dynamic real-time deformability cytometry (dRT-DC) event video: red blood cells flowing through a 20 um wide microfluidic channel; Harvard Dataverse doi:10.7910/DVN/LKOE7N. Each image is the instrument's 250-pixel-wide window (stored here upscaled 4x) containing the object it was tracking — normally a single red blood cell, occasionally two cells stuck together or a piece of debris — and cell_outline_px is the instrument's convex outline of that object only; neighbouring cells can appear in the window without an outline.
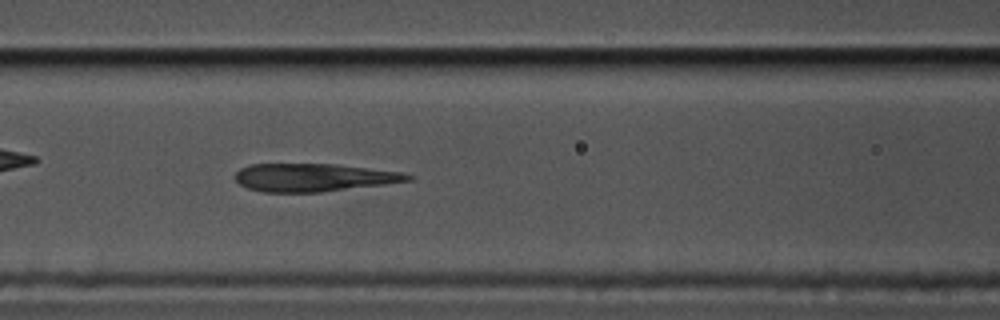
{"species": "common noctule bat (a hibernating species)", "species_latin": "Nyctalus noctula", "temperature_condition": "cold", "stored_images_in_passage": 56, "camera_frame_rate_fps": 3000, "um_per_image_px": 0.085, "animal": {"sex": "male", "body_mass_g": 17.5, "forearm_length_mm": 52.3}, "frame": {"image": 1, "passage_image": 24, "time_ms": 7.667, "image_size_px": [1000, 320], "cell_outline_px": [[416, 176], [412, 180], [384, 184], [320, 192], [264, 192], [248, 188], [240, 184], [236, 180], [236, 172], [240, 168], [248, 164], [336, 164], [400, 172]], "centroid_in_image_um": [26.65, 15.08], "position_along_channel_um": 139.9, "area_um2": 27.98}}
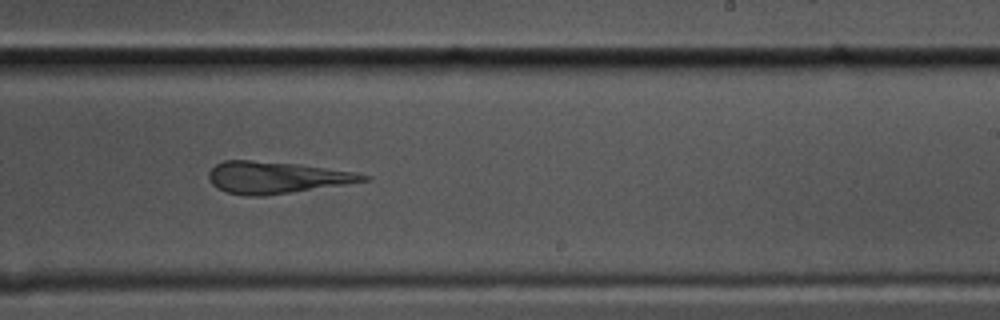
{"frame": {"image": 2, "passage_image": 35, "time_ms": 11.333, "image_size_px": [1000, 320], "cell_outline_px": [[372, 180], [264, 196], [244, 196], [228, 192], [216, 188], [208, 180], [208, 172], [216, 164], [224, 160], [248, 160], [296, 164], [356, 172], [372, 176]], "centroid_in_image_um": [23.48, 15.09], "position_along_channel_um": 265.5, "area_um2": 28.61}}
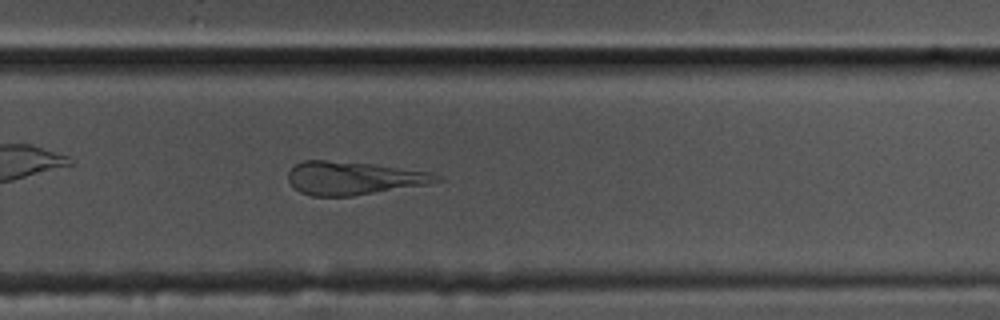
{"frame": {"image": 3, "passage_image": 38, "time_ms": 12.333, "image_size_px": [1000, 320], "cell_outline_px": [[444, 180], [428, 184], [352, 196], [312, 196], [300, 192], [288, 180], [288, 172], [296, 164], [304, 160], [324, 160], [372, 164], [432, 172], [440, 176]], "centroid_in_image_um": [30.07, 15.14], "position_along_channel_um": 299.7, "area_um2": 28.55}, "authors_computed_cell_mechanics": {"area_um2": 28.8422, "velocity_mm_per_s": 3.4302, "shape_relaxation_time_tau1_ms": null, "shape_relaxation_time_tau2_ms": 3.0266, "deformation_change_tau1": null, "deformation_change_tau2": 0.1203}}